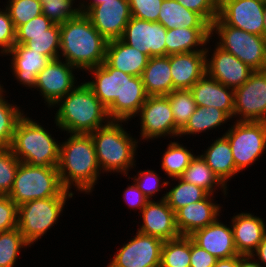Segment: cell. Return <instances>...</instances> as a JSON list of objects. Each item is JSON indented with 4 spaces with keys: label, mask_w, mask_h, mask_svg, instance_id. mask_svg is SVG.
Here are the masks:
<instances>
[{
    "label": "cell",
    "mask_w": 266,
    "mask_h": 267,
    "mask_svg": "<svg viewBox=\"0 0 266 267\" xmlns=\"http://www.w3.org/2000/svg\"><path fill=\"white\" fill-rule=\"evenodd\" d=\"M214 267H238V255L227 259H218Z\"/></svg>",
    "instance_id": "db71d44e"
},
{
    "label": "cell",
    "mask_w": 266,
    "mask_h": 267,
    "mask_svg": "<svg viewBox=\"0 0 266 267\" xmlns=\"http://www.w3.org/2000/svg\"><path fill=\"white\" fill-rule=\"evenodd\" d=\"M42 14L54 24L61 25L80 13V7L72 0H42Z\"/></svg>",
    "instance_id": "60d3db41"
},
{
    "label": "cell",
    "mask_w": 266,
    "mask_h": 267,
    "mask_svg": "<svg viewBox=\"0 0 266 267\" xmlns=\"http://www.w3.org/2000/svg\"><path fill=\"white\" fill-rule=\"evenodd\" d=\"M4 7L12 19L15 30L42 14V4L37 0H7Z\"/></svg>",
    "instance_id": "ab89813d"
},
{
    "label": "cell",
    "mask_w": 266,
    "mask_h": 267,
    "mask_svg": "<svg viewBox=\"0 0 266 267\" xmlns=\"http://www.w3.org/2000/svg\"><path fill=\"white\" fill-rule=\"evenodd\" d=\"M90 81H85L95 96L107 108L111 120L130 121L136 118L148 95L142 78L110 67L105 61L88 69Z\"/></svg>",
    "instance_id": "6da1fadb"
},
{
    "label": "cell",
    "mask_w": 266,
    "mask_h": 267,
    "mask_svg": "<svg viewBox=\"0 0 266 267\" xmlns=\"http://www.w3.org/2000/svg\"><path fill=\"white\" fill-rule=\"evenodd\" d=\"M132 183L131 185H127L122 198L130 211L133 210L137 212V210H140L141 212L149 200L144 196L143 192L136 186V184L134 182Z\"/></svg>",
    "instance_id": "681fc988"
},
{
    "label": "cell",
    "mask_w": 266,
    "mask_h": 267,
    "mask_svg": "<svg viewBox=\"0 0 266 267\" xmlns=\"http://www.w3.org/2000/svg\"><path fill=\"white\" fill-rule=\"evenodd\" d=\"M105 0H86L83 6H95L102 4Z\"/></svg>",
    "instance_id": "11a10c76"
},
{
    "label": "cell",
    "mask_w": 266,
    "mask_h": 267,
    "mask_svg": "<svg viewBox=\"0 0 266 267\" xmlns=\"http://www.w3.org/2000/svg\"><path fill=\"white\" fill-rule=\"evenodd\" d=\"M158 21L167 30L174 28H211L197 12L183 7L176 0H163Z\"/></svg>",
    "instance_id": "f546056e"
},
{
    "label": "cell",
    "mask_w": 266,
    "mask_h": 267,
    "mask_svg": "<svg viewBox=\"0 0 266 267\" xmlns=\"http://www.w3.org/2000/svg\"><path fill=\"white\" fill-rule=\"evenodd\" d=\"M122 123L126 125L129 122L111 120L107 125L89 133L102 174L120 173L127 177L129 171L137 166L139 139L128 133Z\"/></svg>",
    "instance_id": "5b68a950"
},
{
    "label": "cell",
    "mask_w": 266,
    "mask_h": 267,
    "mask_svg": "<svg viewBox=\"0 0 266 267\" xmlns=\"http://www.w3.org/2000/svg\"><path fill=\"white\" fill-rule=\"evenodd\" d=\"M210 33L211 39H219L213 44L222 50L233 54L254 71L266 70V38L264 36L227 25L219 16L211 24Z\"/></svg>",
    "instance_id": "ba28073f"
},
{
    "label": "cell",
    "mask_w": 266,
    "mask_h": 267,
    "mask_svg": "<svg viewBox=\"0 0 266 267\" xmlns=\"http://www.w3.org/2000/svg\"><path fill=\"white\" fill-rule=\"evenodd\" d=\"M196 106L215 107L233 120L234 89L208 76L206 73L189 89Z\"/></svg>",
    "instance_id": "cb8c5ba5"
},
{
    "label": "cell",
    "mask_w": 266,
    "mask_h": 267,
    "mask_svg": "<svg viewBox=\"0 0 266 267\" xmlns=\"http://www.w3.org/2000/svg\"><path fill=\"white\" fill-rule=\"evenodd\" d=\"M16 43L15 28L6 8H0V57L12 49Z\"/></svg>",
    "instance_id": "f6af8a7d"
},
{
    "label": "cell",
    "mask_w": 266,
    "mask_h": 267,
    "mask_svg": "<svg viewBox=\"0 0 266 267\" xmlns=\"http://www.w3.org/2000/svg\"><path fill=\"white\" fill-rule=\"evenodd\" d=\"M139 214H141L142 224L137 223L138 232L158 237L164 241L181 236L176 226L175 212L165 199L148 201L137 216Z\"/></svg>",
    "instance_id": "d6986e66"
},
{
    "label": "cell",
    "mask_w": 266,
    "mask_h": 267,
    "mask_svg": "<svg viewBox=\"0 0 266 267\" xmlns=\"http://www.w3.org/2000/svg\"><path fill=\"white\" fill-rule=\"evenodd\" d=\"M80 12L108 41L120 39L132 17L128 0H105L95 6H82Z\"/></svg>",
    "instance_id": "9a60e30c"
},
{
    "label": "cell",
    "mask_w": 266,
    "mask_h": 267,
    "mask_svg": "<svg viewBox=\"0 0 266 267\" xmlns=\"http://www.w3.org/2000/svg\"><path fill=\"white\" fill-rule=\"evenodd\" d=\"M265 218H260L251 212L234 214L231 218V228L236 246L240 255H251L266 236Z\"/></svg>",
    "instance_id": "603a6c76"
},
{
    "label": "cell",
    "mask_w": 266,
    "mask_h": 267,
    "mask_svg": "<svg viewBox=\"0 0 266 267\" xmlns=\"http://www.w3.org/2000/svg\"><path fill=\"white\" fill-rule=\"evenodd\" d=\"M231 118L222 110L215 107L197 106L194 113L190 116L188 123L180 131L178 139L183 136L199 135L216 130L217 127L231 122Z\"/></svg>",
    "instance_id": "1f68e13d"
},
{
    "label": "cell",
    "mask_w": 266,
    "mask_h": 267,
    "mask_svg": "<svg viewBox=\"0 0 266 267\" xmlns=\"http://www.w3.org/2000/svg\"><path fill=\"white\" fill-rule=\"evenodd\" d=\"M238 267H263L252 255H238Z\"/></svg>",
    "instance_id": "f5cc1de1"
},
{
    "label": "cell",
    "mask_w": 266,
    "mask_h": 267,
    "mask_svg": "<svg viewBox=\"0 0 266 267\" xmlns=\"http://www.w3.org/2000/svg\"><path fill=\"white\" fill-rule=\"evenodd\" d=\"M18 206L8 195H0V232L17 228Z\"/></svg>",
    "instance_id": "7dc6e473"
},
{
    "label": "cell",
    "mask_w": 266,
    "mask_h": 267,
    "mask_svg": "<svg viewBox=\"0 0 266 267\" xmlns=\"http://www.w3.org/2000/svg\"><path fill=\"white\" fill-rule=\"evenodd\" d=\"M76 71L80 72L76 67L58 58L50 60L38 73L34 89L39 91L49 109L78 85L80 81L77 82Z\"/></svg>",
    "instance_id": "5bb4252c"
},
{
    "label": "cell",
    "mask_w": 266,
    "mask_h": 267,
    "mask_svg": "<svg viewBox=\"0 0 266 267\" xmlns=\"http://www.w3.org/2000/svg\"><path fill=\"white\" fill-rule=\"evenodd\" d=\"M229 141L237 171L249 168L266 151V122L234 121L223 134Z\"/></svg>",
    "instance_id": "30bf717a"
},
{
    "label": "cell",
    "mask_w": 266,
    "mask_h": 267,
    "mask_svg": "<svg viewBox=\"0 0 266 267\" xmlns=\"http://www.w3.org/2000/svg\"><path fill=\"white\" fill-rule=\"evenodd\" d=\"M63 187L57 167H38L20 162L9 197L17 206L31 200L59 196Z\"/></svg>",
    "instance_id": "9c48e42d"
},
{
    "label": "cell",
    "mask_w": 266,
    "mask_h": 267,
    "mask_svg": "<svg viewBox=\"0 0 266 267\" xmlns=\"http://www.w3.org/2000/svg\"><path fill=\"white\" fill-rule=\"evenodd\" d=\"M31 247L18 228L0 232V267H15L23 248Z\"/></svg>",
    "instance_id": "74e56055"
},
{
    "label": "cell",
    "mask_w": 266,
    "mask_h": 267,
    "mask_svg": "<svg viewBox=\"0 0 266 267\" xmlns=\"http://www.w3.org/2000/svg\"><path fill=\"white\" fill-rule=\"evenodd\" d=\"M191 238L180 236L166 240L162 246L160 267H190Z\"/></svg>",
    "instance_id": "8d00e7d4"
},
{
    "label": "cell",
    "mask_w": 266,
    "mask_h": 267,
    "mask_svg": "<svg viewBox=\"0 0 266 267\" xmlns=\"http://www.w3.org/2000/svg\"><path fill=\"white\" fill-rule=\"evenodd\" d=\"M171 180L178 181V183L174 187L171 185L170 187L172 189H167L168 192L163 194L159 199H165L174 212L190 203L198 202L208 195L204 189L192 183L185 182L180 177L172 178Z\"/></svg>",
    "instance_id": "e575fe53"
},
{
    "label": "cell",
    "mask_w": 266,
    "mask_h": 267,
    "mask_svg": "<svg viewBox=\"0 0 266 267\" xmlns=\"http://www.w3.org/2000/svg\"><path fill=\"white\" fill-rule=\"evenodd\" d=\"M183 7L200 14L210 25L218 17L219 0H176Z\"/></svg>",
    "instance_id": "bcb514c9"
},
{
    "label": "cell",
    "mask_w": 266,
    "mask_h": 267,
    "mask_svg": "<svg viewBox=\"0 0 266 267\" xmlns=\"http://www.w3.org/2000/svg\"><path fill=\"white\" fill-rule=\"evenodd\" d=\"M17 44H24L29 49L47 56L50 60L59 58L60 53V25L54 24L50 34L15 35Z\"/></svg>",
    "instance_id": "836d02e7"
},
{
    "label": "cell",
    "mask_w": 266,
    "mask_h": 267,
    "mask_svg": "<svg viewBox=\"0 0 266 267\" xmlns=\"http://www.w3.org/2000/svg\"><path fill=\"white\" fill-rule=\"evenodd\" d=\"M264 5L260 0H219L218 16L227 25L264 36Z\"/></svg>",
    "instance_id": "e0dca14e"
},
{
    "label": "cell",
    "mask_w": 266,
    "mask_h": 267,
    "mask_svg": "<svg viewBox=\"0 0 266 267\" xmlns=\"http://www.w3.org/2000/svg\"><path fill=\"white\" fill-rule=\"evenodd\" d=\"M74 194L65 189L59 196L31 200L18 206L17 228L30 246L58 223L66 203L73 199Z\"/></svg>",
    "instance_id": "52a82bcc"
},
{
    "label": "cell",
    "mask_w": 266,
    "mask_h": 267,
    "mask_svg": "<svg viewBox=\"0 0 266 267\" xmlns=\"http://www.w3.org/2000/svg\"><path fill=\"white\" fill-rule=\"evenodd\" d=\"M35 120L27 113L22 116L17 122L10 149L20 162L30 166L57 167L60 141Z\"/></svg>",
    "instance_id": "8992f818"
},
{
    "label": "cell",
    "mask_w": 266,
    "mask_h": 267,
    "mask_svg": "<svg viewBox=\"0 0 266 267\" xmlns=\"http://www.w3.org/2000/svg\"><path fill=\"white\" fill-rule=\"evenodd\" d=\"M187 146L179 141H170L166 150L161 157L162 171L168 176L167 178L180 177L184 170L189 166L190 161L195 156L194 150H189ZM192 151V152H191Z\"/></svg>",
    "instance_id": "d6a6232c"
},
{
    "label": "cell",
    "mask_w": 266,
    "mask_h": 267,
    "mask_svg": "<svg viewBox=\"0 0 266 267\" xmlns=\"http://www.w3.org/2000/svg\"><path fill=\"white\" fill-rule=\"evenodd\" d=\"M11 60L9 69L12 72L14 80L23 87L33 89L36 86V77L38 73L49 63L50 59L35 51L27 48L24 44L15 43L12 49L5 55ZM12 69V70H11Z\"/></svg>",
    "instance_id": "7402d4cb"
},
{
    "label": "cell",
    "mask_w": 266,
    "mask_h": 267,
    "mask_svg": "<svg viewBox=\"0 0 266 267\" xmlns=\"http://www.w3.org/2000/svg\"><path fill=\"white\" fill-rule=\"evenodd\" d=\"M56 107L53 121L56 129H60L61 133L64 131V134H89L111 121L107 108L95 96L85 80L59 99L50 109Z\"/></svg>",
    "instance_id": "3957f363"
},
{
    "label": "cell",
    "mask_w": 266,
    "mask_h": 267,
    "mask_svg": "<svg viewBox=\"0 0 266 267\" xmlns=\"http://www.w3.org/2000/svg\"><path fill=\"white\" fill-rule=\"evenodd\" d=\"M217 260L215 256L200 248L191 239L190 267H214Z\"/></svg>",
    "instance_id": "f907efd6"
},
{
    "label": "cell",
    "mask_w": 266,
    "mask_h": 267,
    "mask_svg": "<svg viewBox=\"0 0 266 267\" xmlns=\"http://www.w3.org/2000/svg\"><path fill=\"white\" fill-rule=\"evenodd\" d=\"M72 1H73L74 3L76 2V4H77V2H78L77 5L81 8V7L83 6V4L85 3L86 0H79V1H78V0H72Z\"/></svg>",
    "instance_id": "6f0895ef"
},
{
    "label": "cell",
    "mask_w": 266,
    "mask_h": 267,
    "mask_svg": "<svg viewBox=\"0 0 266 267\" xmlns=\"http://www.w3.org/2000/svg\"><path fill=\"white\" fill-rule=\"evenodd\" d=\"M211 28H174L167 30L166 55L205 51Z\"/></svg>",
    "instance_id": "f1b7e54d"
},
{
    "label": "cell",
    "mask_w": 266,
    "mask_h": 267,
    "mask_svg": "<svg viewBox=\"0 0 266 267\" xmlns=\"http://www.w3.org/2000/svg\"><path fill=\"white\" fill-rule=\"evenodd\" d=\"M3 84H1V81H0V91H2L4 88H3Z\"/></svg>",
    "instance_id": "680465c9"
},
{
    "label": "cell",
    "mask_w": 266,
    "mask_h": 267,
    "mask_svg": "<svg viewBox=\"0 0 266 267\" xmlns=\"http://www.w3.org/2000/svg\"><path fill=\"white\" fill-rule=\"evenodd\" d=\"M180 178L204 189L208 194L214 195L219 188L224 196L228 194V186L219 179L199 154H195Z\"/></svg>",
    "instance_id": "4dcf8cb0"
},
{
    "label": "cell",
    "mask_w": 266,
    "mask_h": 267,
    "mask_svg": "<svg viewBox=\"0 0 266 267\" xmlns=\"http://www.w3.org/2000/svg\"><path fill=\"white\" fill-rule=\"evenodd\" d=\"M263 267H266V236L251 254Z\"/></svg>",
    "instance_id": "816d5d0a"
},
{
    "label": "cell",
    "mask_w": 266,
    "mask_h": 267,
    "mask_svg": "<svg viewBox=\"0 0 266 267\" xmlns=\"http://www.w3.org/2000/svg\"><path fill=\"white\" fill-rule=\"evenodd\" d=\"M164 240L136 231L127 243L117 248L107 267H160Z\"/></svg>",
    "instance_id": "4fadbf2b"
},
{
    "label": "cell",
    "mask_w": 266,
    "mask_h": 267,
    "mask_svg": "<svg viewBox=\"0 0 266 267\" xmlns=\"http://www.w3.org/2000/svg\"><path fill=\"white\" fill-rule=\"evenodd\" d=\"M263 23H264V37L266 38V3L264 5V18H263Z\"/></svg>",
    "instance_id": "9f6ffc18"
},
{
    "label": "cell",
    "mask_w": 266,
    "mask_h": 267,
    "mask_svg": "<svg viewBox=\"0 0 266 267\" xmlns=\"http://www.w3.org/2000/svg\"><path fill=\"white\" fill-rule=\"evenodd\" d=\"M54 23L45 15L41 14L28 21L26 24L19 26L15 30V35H39L50 34V28Z\"/></svg>",
    "instance_id": "c3c4849f"
},
{
    "label": "cell",
    "mask_w": 266,
    "mask_h": 267,
    "mask_svg": "<svg viewBox=\"0 0 266 267\" xmlns=\"http://www.w3.org/2000/svg\"><path fill=\"white\" fill-rule=\"evenodd\" d=\"M189 237L196 245L217 259L239 255L236 251L231 225L221 222L219 218L212 224L194 231Z\"/></svg>",
    "instance_id": "44dd1931"
},
{
    "label": "cell",
    "mask_w": 266,
    "mask_h": 267,
    "mask_svg": "<svg viewBox=\"0 0 266 267\" xmlns=\"http://www.w3.org/2000/svg\"><path fill=\"white\" fill-rule=\"evenodd\" d=\"M134 18L157 22L163 0H128Z\"/></svg>",
    "instance_id": "ee69618b"
},
{
    "label": "cell",
    "mask_w": 266,
    "mask_h": 267,
    "mask_svg": "<svg viewBox=\"0 0 266 267\" xmlns=\"http://www.w3.org/2000/svg\"><path fill=\"white\" fill-rule=\"evenodd\" d=\"M107 42L90 19L80 12L75 18L60 25L59 59L65 60L84 74V71L105 61Z\"/></svg>",
    "instance_id": "277c9868"
},
{
    "label": "cell",
    "mask_w": 266,
    "mask_h": 267,
    "mask_svg": "<svg viewBox=\"0 0 266 267\" xmlns=\"http://www.w3.org/2000/svg\"><path fill=\"white\" fill-rule=\"evenodd\" d=\"M6 89L0 91V147H10L17 122L25 114L21 106L9 102Z\"/></svg>",
    "instance_id": "d590c367"
},
{
    "label": "cell",
    "mask_w": 266,
    "mask_h": 267,
    "mask_svg": "<svg viewBox=\"0 0 266 267\" xmlns=\"http://www.w3.org/2000/svg\"><path fill=\"white\" fill-rule=\"evenodd\" d=\"M233 120L266 122V70L253 71L242 86L234 89Z\"/></svg>",
    "instance_id": "7c38bea8"
},
{
    "label": "cell",
    "mask_w": 266,
    "mask_h": 267,
    "mask_svg": "<svg viewBox=\"0 0 266 267\" xmlns=\"http://www.w3.org/2000/svg\"><path fill=\"white\" fill-rule=\"evenodd\" d=\"M173 87L189 90L205 73V51L170 55Z\"/></svg>",
    "instance_id": "d4e9b609"
},
{
    "label": "cell",
    "mask_w": 266,
    "mask_h": 267,
    "mask_svg": "<svg viewBox=\"0 0 266 267\" xmlns=\"http://www.w3.org/2000/svg\"><path fill=\"white\" fill-rule=\"evenodd\" d=\"M137 174L130 177L127 176V179H133L132 181L136 184V186L143 192L144 196L149 200H154L153 198L156 197L158 192H161L163 188L170 186L171 183L168 180L161 181V177L159 174H157L155 170L152 169H143L136 171Z\"/></svg>",
    "instance_id": "7bdbcfd3"
},
{
    "label": "cell",
    "mask_w": 266,
    "mask_h": 267,
    "mask_svg": "<svg viewBox=\"0 0 266 267\" xmlns=\"http://www.w3.org/2000/svg\"><path fill=\"white\" fill-rule=\"evenodd\" d=\"M149 59V56L127 45L121 39L107 42L105 62L124 73L141 77Z\"/></svg>",
    "instance_id": "484cf974"
},
{
    "label": "cell",
    "mask_w": 266,
    "mask_h": 267,
    "mask_svg": "<svg viewBox=\"0 0 266 267\" xmlns=\"http://www.w3.org/2000/svg\"><path fill=\"white\" fill-rule=\"evenodd\" d=\"M210 144L200 155L211 170L227 186L228 181L239 173L235 166L230 143L224 135H221V137H216L214 142Z\"/></svg>",
    "instance_id": "83f0119b"
},
{
    "label": "cell",
    "mask_w": 266,
    "mask_h": 267,
    "mask_svg": "<svg viewBox=\"0 0 266 267\" xmlns=\"http://www.w3.org/2000/svg\"><path fill=\"white\" fill-rule=\"evenodd\" d=\"M148 96L168 95L173 90L170 55L151 57L141 75Z\"/></svg>",
    "instance_id": "4316f807"
},
{
    "label": "cell",
    "mask_w": 266,
    "mask_h": 267,
    "mask_svg": "<svg viewBox=\"0 0 266 267\" xmlns=\"http://www.w3.org/2000/svg\"><path fill=\"white\" fill-rule=\"evenodd\" d=\"M19 164L10 147H0V195H9Z\"/></svg>",
    "instance_id": "b9f144b4"
},
{
    "label": "cell",
    "mask_w": 266,
    "mask_h": 267,
    "mask_svg": "<svg viewBox=\"0 0 266 267\" xmlns=\"http://www.w3.org/2000/svg\"><path fill=\"white\" fill-rule=\"evenodd\" d=\"M136 116L140 120L139 142L165 137L179 140L180 130L175 126L167 95L148 96Z\"/></svg>",
    "instance_id": "8fae6325"
},
{
    "label": "cell",
    "mask_w": 266,
    "mask_h": 267,
    "mask_svg": "<svg viewBox=\"0 0 266 267\" xmlns=\"http://www.w3.org/2000/svg\"><path fill=\"white\" fill-rule=\"evenodd\" d=\"M166 34L167 29L159 22L131 17L120 39L151 58L166 56Z\"/></svg>",
    "instance_id": "ac0fdd59"
},
{
    "label": "cell",
    "mask_w": 266,
    "mask_h": 267,
    "mask_svg": "<svg viewBox=\"0 0 266 267\" xmlns=\"http://www.w3.org/2000/svg\"><path fill=\"white\" fill-rule=\"evenodd\" d=\"M171 105L175 126L181 131L196 109V102L190 90H173L167 95Z\"/></svg>",
    "instance_id": "f35d334b"
},
{
    "label": "cell",
    "mask_w": 266,
    "mask_h": 267,
    "mask_svg": "<svg viewBox=\"0 0 266 267\" xmlns=\"http://www.w3.org/2000/svg\"><path fill=\"white\" fill-rule=\"evenodd\" d=\"M215 196L208 194L204 199L181 207L175 212L176 226L181 236H190L194 231L204 228L221 217L220 204Z\"/></svg>",
    "instance_id": "ffe728a7"
},
{
    "label": "cell",
    "mask_w": 266,
    "mask_h": 267,
    "mask_svg": "<svg viewBox=\"0 0 266 267\" xmlns=\"http://www.w3.org/2000/svg\"><path fill=\"white\" fill-rule=\"evenodd\" d=\"M210 40L212 41L209 39L205 47L206 74L226 87L235 89L242 86L254 70L216 44L212 45L215 46L212 50Z\"/></svg>",
    "instance_id": "2e32d148"
},
{
    "label": "cell",
    "mask_w": 266,
    "mask_h": 267,
    "mask_svg": "<svg viewBox=\"0 0 266 267\" xmlns=\"http://www.w3.org/2000/svg\"><path fill=\"white\" fill-rule=\"evenodd\" d=\"M60 142L57 166L61 183L66 190L91 194L100 180L101 169L90 134L67 133Z\"/></svg>",
    "instance_id": "7a4b0ae2"
}]
</instances>
